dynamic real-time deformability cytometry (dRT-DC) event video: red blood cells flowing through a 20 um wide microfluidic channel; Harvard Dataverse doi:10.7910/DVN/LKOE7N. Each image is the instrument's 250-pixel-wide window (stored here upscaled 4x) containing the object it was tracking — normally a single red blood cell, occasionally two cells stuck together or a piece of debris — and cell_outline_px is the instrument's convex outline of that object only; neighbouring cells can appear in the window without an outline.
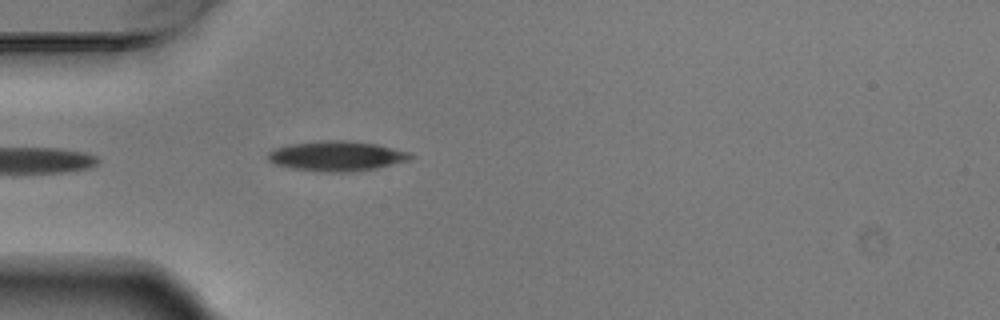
{"species": "Egyptian fruit bat (a non-hibernating species)", "species_latin": "Rousettus aegyptiacus", "temperature_condition": "warm", "stored_images_in_passage": 1, "camera_frame_rate_fps": 3000, "um_per_image_px": 0.085, "animal": {"sex": "male"}, "frame": {"image": 1, "passage_image": 1, "time_ms": 0.0, "image_size_px": [1000, 320], "cell_outline_px": [[416, 156], [408, 160], [376, 168], [352, 172], [328, 172], [292, 168], [276, 164], [268, 160], [268, 152], [276, 148], [292, 144], [324, 140], [344, 140], [376, 144], [408, 152]], "centroid_in_image_um": [28.63, 13.26], "position_along_channel_um": 56.4, "area_um2": 24.57}}